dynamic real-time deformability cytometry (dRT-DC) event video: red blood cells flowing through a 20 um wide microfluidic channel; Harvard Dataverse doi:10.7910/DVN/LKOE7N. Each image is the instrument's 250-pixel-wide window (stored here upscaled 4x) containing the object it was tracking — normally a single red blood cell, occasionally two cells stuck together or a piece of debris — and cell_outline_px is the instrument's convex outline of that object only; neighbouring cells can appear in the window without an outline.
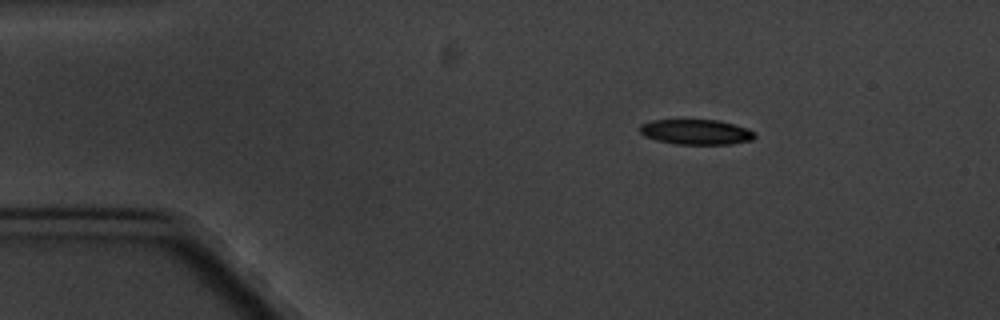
{"species": "common noctule bat (a hibernating species)", "species_latin": "Nyctalus noctula", "temperature_condition": "cold", "stored_images_in_passage": 3, "camera_frame_rate_fps": 3000, "um_per_image_px": 0.085, "animal": {"sex": "male", "body_mass_g": 20.1, "forearm_length_mm": 53.5}, "frame": {"image": 1, "passage_image": 1, "time_ms": 0.0, "image_size_px": [1000, 320], "cell_outline_px": [[756, 136], [752, 140], [732, 144], [676, 144], [656, 140], [644, 136], [640, 132], [640, 124], [652, 120], [720, 120], [748, 128], [756, 132]], "centroid_in_image_um": [59.2, 11.22], "position_along_channel_um": 25.8, "area_um2": 16.99}}